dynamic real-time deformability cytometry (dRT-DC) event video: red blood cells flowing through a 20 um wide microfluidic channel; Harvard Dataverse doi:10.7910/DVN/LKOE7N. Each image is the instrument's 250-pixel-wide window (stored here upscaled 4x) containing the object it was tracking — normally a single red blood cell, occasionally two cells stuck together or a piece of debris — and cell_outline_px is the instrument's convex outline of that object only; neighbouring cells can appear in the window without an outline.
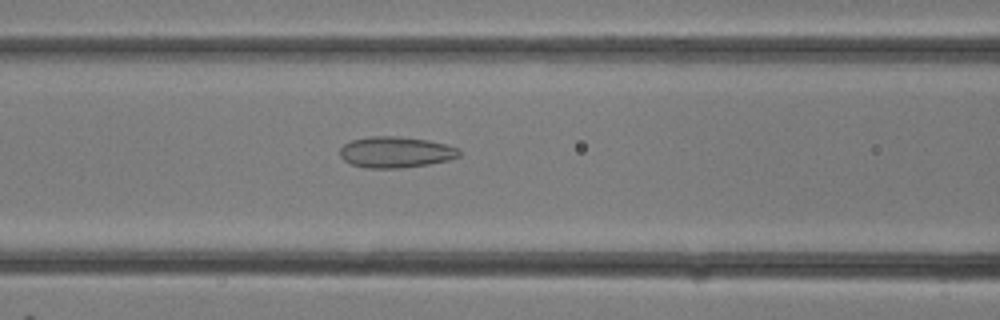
{"species": "common noctule bat (a hibernating species)", "species_latin": "Nyctalus noctula", "temperature_condition": "room temperature", "stored_images_in_passage": 33, "camera_frame_rate_fps": 3000, "um_per_image_px": 0.085, "animal": {"sex": "female"}, "frame": {"image": 1, "passage_image": 14, "time_ms": 4.333, "image_size_px": [1000, 320], "cell_outline_px": [[460, 156], [448, 160], [428, 164], [404, 168], [368, 168], [352, 164], [344, 160], [340, 156], [340, 148], [344, 144], [352, 140], [368, 136], [400, 136], [428, 140], [448, 144], [460, 148]], "centroid_in_image_um": [33.66, 12.92], "position_along_channel_um": 132.9, "area_um2": 21.79}}
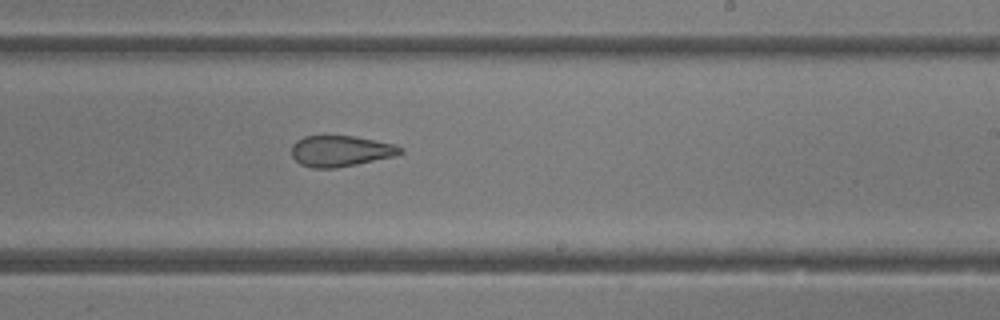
{"frame": {"image": 2, "passage_image": 20, "time_ms": 6.333, "image_size_px": [1000, 320], "cell_outline_px": [[404, 152], [396, 156], [336, 168], [312, 168], [300, 164], [292, 156], [292, 144], [296, 140], [304, 136], [352, 136], [396, 144], [404, 148]], "centroid_in_image_um": [28.97, 12.84], "position_along_channel_um": 260.0, "area_um2": 19.71}}
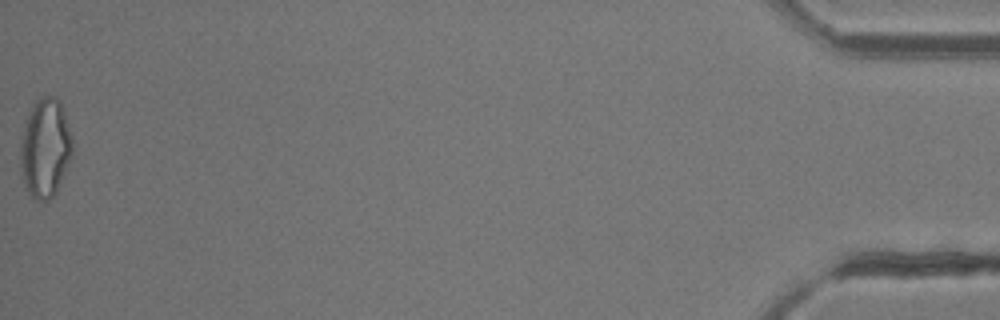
{"frame": {"image": 3, "passage_image": 33, "time_ms": 10.667, "image_size_px": [1000, 320], "cell_outline_px": [[72, 152], [56, 192], [48, 200], [32, 200], [28, 192], [24, 180], [20, 160], [20, 136], [28, 112], [36, 100], [40, 96], [56, 96], [60, 100], [72, 136]], "centroid_in_image_um": [3.82, 12.54], "position_along_channel_um": 431.4, "area_um2": 30.0}}